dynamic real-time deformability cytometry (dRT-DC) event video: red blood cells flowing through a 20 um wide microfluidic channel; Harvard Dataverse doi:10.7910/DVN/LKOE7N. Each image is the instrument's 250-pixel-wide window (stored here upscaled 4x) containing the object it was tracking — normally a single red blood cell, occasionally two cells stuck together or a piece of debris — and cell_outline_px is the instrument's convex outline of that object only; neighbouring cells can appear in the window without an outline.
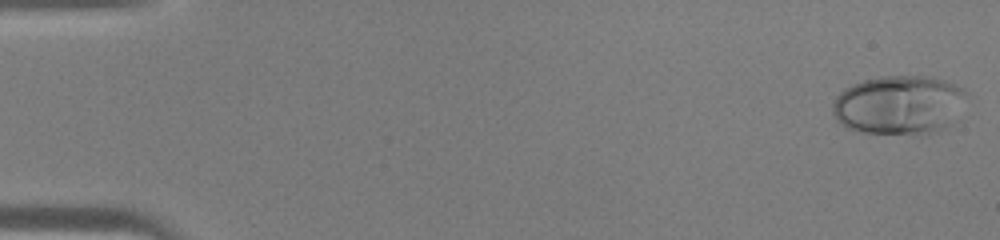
{"species": "human", "species_latin": "Homo sapiens", "temperature_condition": "warm", "stored_images_in_passage": 45, "camera_frame_rate_fps": 3000, "um_per_image_px": 0.085, "donor": {"sex": "male"}, "frame": {"image": 1, "passage_image": 1, "time_ms": 0.0, "image_size_px": [1000, 240], "cell_outline_px": [[968, 96], [960, 120], [936, 132], [856, 132], [840, 124], [836, 120], [832, 112], [832, 104], [836, 96], [844, 88], [852, 84], [864, 80], [884, 76], [928, 76], [944, 80], [964, 88], [968, 92]], "centroid_in_image_um": [76.49, 8.9], "position_along_channel_um": 8.5, "area_um2": 46.59}}
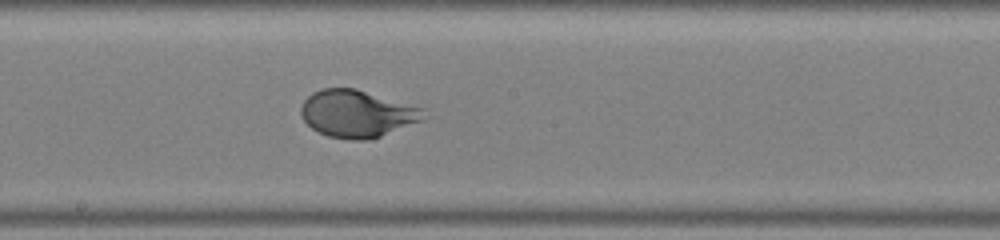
{"frame": {"image": 2, "passage_image": 25, "time_ms": 8.0, "image_size_px": [1000, 240], "cell_outline_px": [[428, 108], [424, 120], [380, 136], [368, 140], [352, 140], [328, 136], [312, 128], [304, 120], [300, 112], [300, 108], [304, 100], [312, 92], [324, 88], [356, 88]], "centroid_in_image_um": [30.42, 9.64], "position_along_channel_um": 217.8, "area_um2": 34.16}}
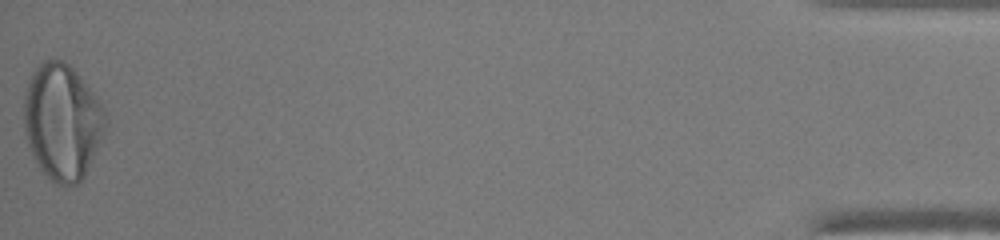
{"frame": {"image": 3, "passage_image": 45, "time_ms": 14.667, "image_size_px": [1000, 240], "cell_outline_px": [[108, 120], [104, 136], [80, 184], [56, 184], [40, 168], [28, 144], [24, 128], [24, 96], [28, 80], [32, 72], [44, 60], [64, 60], [76, 72], [104, 108]], "centroid_in_image_um": [5.3, 10.35], "position_along_channel_um": 429.9, "area_um2": 54.79}}